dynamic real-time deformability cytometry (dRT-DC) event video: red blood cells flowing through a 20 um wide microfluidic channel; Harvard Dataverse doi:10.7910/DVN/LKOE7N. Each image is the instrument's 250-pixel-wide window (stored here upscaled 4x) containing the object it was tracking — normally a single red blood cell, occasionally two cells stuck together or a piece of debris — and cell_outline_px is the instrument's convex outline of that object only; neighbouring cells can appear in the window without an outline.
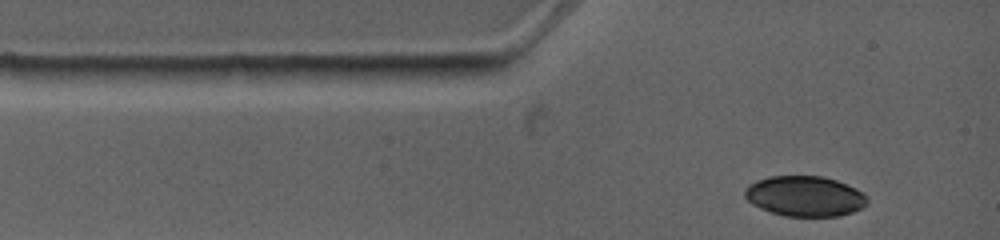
{"species": "common noctule bat (a hibernating species)", "species_latin": "Nyctalus noctula", "temperature_condition": "warm", "stored_images_in_passage": 3, "camera_frame_rate_fps": 4500, "um_per_image_px": 0.085, "animal": {"sex": "female", "body_mass_g": 19.0, "forearm_length_mm": 53.3}, "frame": {"image": 1, "passage_image": 1, "time_ms": 0.0, "image_size_px": [1000, 240], "cell_outline_px": [[868, 204], [852, 212], [840, 216], [784, 216], [760, 208], [752, 204], [744, 196], [744, 192], [748, 184], [756, 180], [768, 176], [824, 176], [836, 180], [856, 188], [864, 192], [868, 200]], "centroid_in_image_um": [68.41, 16.67], "position_along_channel_um": 16.6, "area_um2": 28.96}}
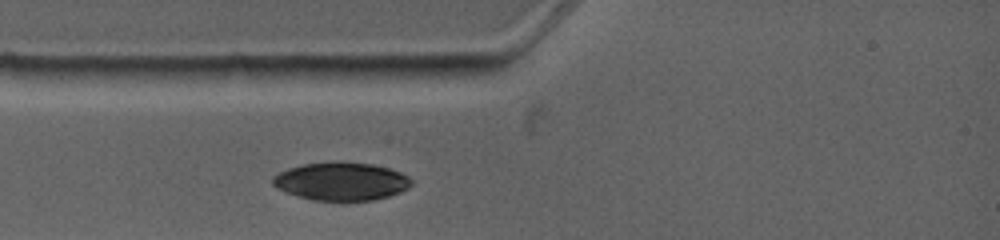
{"frame": {"image": 2, "passage_image": 3, "time_ms": 1.556, "image_size_px": [1000, 240], "cell_outline_px": [[412, 184], [408, 188], [400, 192], [388, 196], [372, 200], [312, 200], [296, 196], [276, 188], [272, 184], [272, 176], [288, 168], [304, 164], [336, 160], [340, 160], [372, 164], [388, 168], [400, 172], [408, 176], [412, 180]], "centroid_in_image_um": [28.98, 15.39], "position_along_channel_um": 56.0, "area_um2": 31.04}}